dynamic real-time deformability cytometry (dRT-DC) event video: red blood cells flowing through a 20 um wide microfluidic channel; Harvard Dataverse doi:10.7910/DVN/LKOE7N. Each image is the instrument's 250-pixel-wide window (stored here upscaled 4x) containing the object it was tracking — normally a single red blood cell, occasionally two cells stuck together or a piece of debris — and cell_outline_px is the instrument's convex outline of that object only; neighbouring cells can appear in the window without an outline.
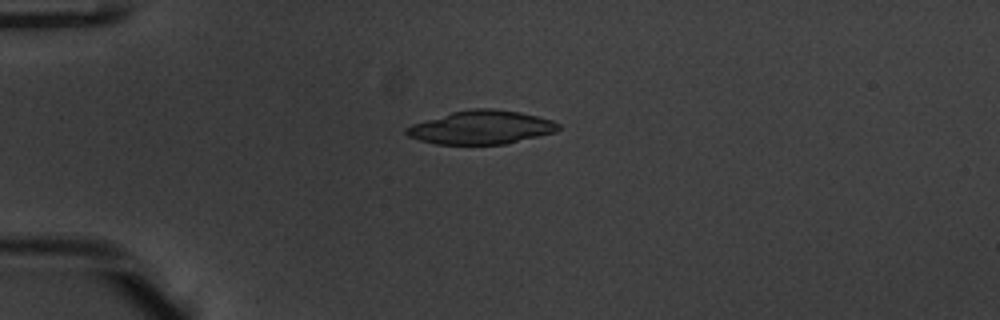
{"species": "common noctule bat (a hibernating species)", "species_latin": "Nyctalus noctula", "temperature_condition": "warm", "stored_images_in_passage": 54, "camera_frame_rate_fps": 3000, "um_per_image_px": 0.085, "animal": {"sex": "male", "body_mass_g": 20.1, "forearm_length_mm": 53.5}, "frame": {"image": 1, "passage_image": 15, "time_ms": 4.667, "image_size_px": [1000, 320], "cell_outline_px": [[560, 128], [556, 132], [504, 144], [436, 144], [420, 140], [408, 136], [404, 132], [404, 128], [412, 124], [452, 112], [472, 108], [492, 108], [520, 112], [552, 120], [560, 124]], "centroid_in_image_um": [40.9, 10.82], "position_along_channel_um": 44.1, "area_um2": 29.59}}